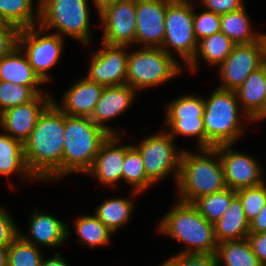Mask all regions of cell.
Returning a JSON list of instances; mask_svg holds the SVG:
<instances>
[{
    "label": "cell",
    "instance_id": "26",
    "mask_svg": "<svg viewBox=\"0 0 266 266\" xmlns=\"http://www.w3.org/2000/svg\"><path fill=\"white\" fill-rule=\"evenodd\" d=\"M236 44L221 31L210 35L198 42L197 52L187 69L193 73L199 69V61L203 59L205 64L219 66L232 52Z\"/></svg>",
    "mask_w": 266,
    "mask_h": 266
},
{
    "label": "cell",
    "instance_id": "25",
    "mask_svg": "<svg viewBox=\"0 0 266 266\" xmlns=\"http://www.w3.org/2000/svg\"><path fill=\"white\" fill-rule=\"evenodd\" d=\"M15 174L24 182L38 181L27 167L23 143L2 132L0 133V175L9 178L8 176Z\"/></svg>",
    "mask_w": 266,
    "mask_h": 266
},
{
    "label": "cell",
    "instance_id": "9",
    "mask_svg": "<svg viewBox=\"0 0 266 266\" xmlns=\"http://www.w3.org/2000/svg\"><path fill=\"white\" fill-rule=\"evenodd\" d=\"M144 137L133 145L142 156L147 177L157 185L160 180H165L171 174L176 184L183 150L177 149L174 138L166 132V129Z\"/></svg>",
    "mask_w": 266,
    "mask_h": 266
},
{
    "label": "cell",
    "instance_id": "33",
    "mask_svg": "<svg viewBox=\"0 0 266 266\" xmlns=\"http://www.w3.org/2000/svg\"><path fill=\"white\" fill-rule=\"evenodd\" d=\"M235 196L236 190L226 188L223 191L199 197L192 204L208 222L214 224L221 218Z\"/></svg>",
    "mask_w": 266,
    "mask_h": 266
},
{
    "label": "cell",
    "instance_id": "51",
    "mask_svg": "<svg viewBox=\"0 0 266 266\" xmlns=\"http://www.w3.org/2000/svg\"><path fill=\"white\" fill-rule=\"evenodd\" d=\"M173 1H190V0H173Z\"/></svg>",
    "mask_w": 266,
    "mask_h": 266
},
{
    "label": "cell",
    "instance_id": "17",
    "mask_svg": "<svg viewBox=\"0 0 266 266\" xmlns=\"http://www.w3.org/2000/svg\"><path fill=\"white\" fill-rule=\"evenodd\" d=\"M169 0H136V45L161 48Z\"/></svg>",
    "mask_w": 266,
    "mask_h": 266
},
{
    "label": "cell",
    "instance_id": "50",
    "mask_svg": "<svg viewBox=\"0 0 266 266\" xmlns=\"http://www.w3.org/2000/svg\"><path fill=\"white\" fill-rule=\"evenodd\" d=\"M158 266H169L165 261H163L161 264H159Z\"/></svg>",
    "mask_w": 266,
    "mask_h": 266
},
{
    "label": "cell",
    "instance_id": "28",
    "mask_svg": "<svg viewBox=\"0 0 266 266\" xmlns=\"http://www.w3.org/2000/svg\"><path fill=\"white\" fill-rule=\"evenodd\" d=\"M123 198L115 197L108 198L95 209L94 215L113 233H116L120 228L125 227L131 220L134 214V199L133 197Z\"/></svg>",
    "mask_w": 266,
    "mask_h": 266
},
{
    "label": "cell",
    "instance_id": "37",
    "mask_svg": "<svg viewBox=\"0 0 266 266\" xmlns=\"http://www.w3.org/2000/svg\"><path fill=\"white\" fill-rule=\"evenodd\" d=\"M197 6L193 3V27L196 40H200L220 32V14L203 9L196 12Z\"/></svg>",
    "mask_w": 266,
    "mask_h": 266
},
{
    "label": "cell",
    "instance_id": "7",
    "mask_svg": "<svg viewBox=\"0 0 266 266\" xmlns=\"http://www.w3.org/2000/svg\"><path fill=\"white\" fill-rule=\"evenodd\" d=\"M139 48L129 50L126 75V84L137 92L161 86L182 73L183 65L162 48Z\"/></svg>",
    "mask_w": 266,
    "mask_h": 266
},
{
    "label": "cell",
    "instance_id": "41",
    "mask_svg": "<svg viewBox=\"0 0 266 266\" xmlns=\"http://www.w3.org/2000/svg\"><path fill=\"white\" fill-rule=\"evenodd\" d=\"M245 0H199L205 10L225 14L245 7Z\"/></svg>",
    "mask_w": 266,
    "mask_h": 266
},
{
    "label": "cell",
    "instance_id": "3",
    "mask_svg": "<svg viewBox=\"0 0 266 266\" xmlns=\"http://www.w3.org/2000/svg\"><path fill=\"white\" fill-rule=\"evenodd\" d=\"M157 225L159 234L185 243V248L177 253L215 255L217 251L213 224L192 203L177 200Z\"/></svg>",
    "mask_w": 266,
    "mask_h": 266
},
{
    "label": "cell",
    "instance_id": "5",
    "mask_svg": "<svg viewBox=\"0 0 266 266\" xmlns=\"http://www.w3.org/2000/svg\"><path fill=\"white\" fill-rule=\"evenodd\" d=\"M109 135L90 118L65 114L63 177L74 173L86 174Z\"/></svg>",
    "mask_w": 266,
    "mask_h": 266
},
{
    "label": "cell",
    "instance_id": "36",
    "mask_svg": "<svg viewBox=\"0 0 266 266\" xmlns=\"http://www.w3.org/2000/svg\"><path fill=\"white\" fill-rule=\"evenodd\" d=\"M240 198L245 216L251 222L263 209L266 203V181L258 186L236 190Z\"/></svg>",
    "mask_w": 266,
    "mask_h": 266
},
{
    "label": "cell",
    "instance_id": "27",
    "mask_svg": "<svg viewBox=\"0 0 266 266\" xmlns=\"http://www.w3.org/2000/svg\"><path fill=\"white\" fill-rule=\"evenodd\" d=\"M246 6L240 10L220 15V31L236 45L251 44L262 39L263 33L253 31Z\"/></svg>",
    "mask_w": 266,
    "mask_h": 266
},
{
    "label": "cell",
    "instance_id": "24",
    "mask_svg": "<svg viewBox=\"0 0 266 266\" xmlns=\"http://www.w3.org/2000/svg\"><path fill=\"white\" fill-rule=\"evenodd\" d=\"M0 80L25 86L46 85L18 46L0 59Z\"/></svg>",
    "mask_w": 266,
    "mask_h": 266
},
{
    "label": "cell",
    "instance_id": "43",
    "mask_svg": "<svg viewBox=\"0 0 266 266\" xmlns=\"http://www.w3.org/2000/svg\"><path fill=\"white\" fill-rule=\"evenodd\" d=\"M266 232V203L259 214L250 222V233Z\"/></svg>",
    "mask_w": 266,
    "mask_h": 266
},
{
    "label": "cell",
    "instance_id": "16",
    "mask_svg": "<svg viewBox=\"0 0 266 266\" xmlns=\"http://www.w3.org/2000/svg\"><path fill=\"white\" fill-rule=\"evenodd\" d=\"M50 94H38L32 101L0 113V130L24 143L34 129L39 116L53 102Z\"/></svg>",
    "mask_w": 266,
    "mask_h": 266
},
{
    "label": "cell",
    "instance_id": "34",
    "mask_svg": "<svg viewBox=\"0 0 266 266\" xmlns=\"http://www.w3.org/2000/svg\"><path fill=\"white\" fill-rule=\"evenodd\" d=\"M38 94H49V92L45 91L44 93L40 86H25L0 80V113L9 108L28 103Z\"/></svg>",
    "mask_w": 266,
    "mask_h": 266
},
{
    "label": "cell",
    "instance_id": "31",
    "mask_svg": "<svg viewBox=\"0 0 266 266\" xmlns=\"http://www.w3.org/2000/svg\"><path fill=\"white\" fill-rule=\"evenodd\" d=\"M215 258L216 266H263L247 238L219 243Z\"/></svg>",
    "mask_w": 266,
    "mask_h": 266
},
{
    "label": "cell",
    "instance_id": "2",
    "mask_svg": "<svg viewBox=\"0 0 266 266\" xmlns=\"http://www.w3.org/2000/svg\"><path fill=\"white\" fill-rule=\"evenodd\" d=\"M227 188L218 149H183L179 176L176 183L177 200L193 203L204 195L223 191Z\"/></svg>",
    "mask_w": 266,
    "mask_h": 266
},
{
    "label": "cell",
    "instance_id": "29",
    "mask_svg": "<svg viewBox=\"0 0 266 266\" xmlns=\"http://www.w3.org/2000/svg\"><path fill=\"white\" fill-rule=\"evenodd\" d=\"M122 181L132 188V196H140L155 184L147 177L143 159L133 144H125V160L122 165ZM140 194V195H139Z\"/></svg>",
    "mask_w": 266,
    "mask_h": 266
},
{
    "label": "cell",
    "instance_id": "35",
    "mask_svg": "<svg viewBox=\"0 0 266 266\" xmlns=\"http://www.w3.org/2000/svg\"><path fill=\"white\" fill-rule=\"evenodd\" d=\"M43 251L20 235L8 246V266H41Z\"/></svg>",
    "mask_w": 266,
    "mask_h": 266
},
{
    "label": "cell",
    "instance_id": "15",
    "mask_svg": "<svg viewBox=\"0 0 266 266\" xmlns=\"http://www.w3.org/2000/svg\"><path fill=\"white\" fill-rule=\"evenodd\" d=\"M101 42L109 45H136V0H122L99 14Z\"/></svg>",
    "mask_w": 266,
    "mask_h": 266
},
{
    "label": "cell",
    "instance_id": "45",
    "mask_svg": "<svg viewBox=\"0 0 266 266\" xmlns=\"http://www.w3.org/2000/svg\"><path fill=\"white\" fill-rule=\"evenodd\" d=\"M122 0H93L98 15L111 5H115Z\"/></svg>",
    "mask_w": 266,
    "mask_h": 266
},
{
    "label": "cell",
    "instance_id": "8",
    "mask_svg": "<svg viewBox=\"0 0 266 266\" xmlns=\"http://www.w3.org/2000/svg\"><path fill=\"white\" fill-rule=\"evenodd\" d=\"M167 54L175 57L177 54L187 66L194 58L198 41L193 27V2H167L165 14V37L161 47ZM175 52V53H174Z\"/></svg>",
    "mask_w": 266,
    "mask_h": 266
},
{
    "label": "cell",
    "instance_id": "19",
    "mask_svg": "<svg viewBox=\"0 0 266 266\" xmlns=\"http://www.w3.org/2000/svg\"><path fill=\"white\" fill-rule=\"evenodd\" d=\"M137 93L128 84L105 87L90 119L110 135H120V131L109 127L107 122L116 119V117L123 113L125 114L128 108L130 109V106H132V103H134Z\"/></svg>",
    "mask_w": 266,
    "mask_h": 266
},
{
    "label": "cell",
    "instance_id": "40",
    "mask_svg": "<svg viewBox=\"0 0 266 266\" xmlns=\"http://www.w3.org/2000/svg\"><path fill=\"white\" fill-rule=\"evenodd\" d=\"M19 32L18 27L7 23L0 27V59L18 46Z\"/></svg>",
    "mask_w": 266,
    "mask_h": 266
},
{
    "label": "cell",
    "instance_id": "18",
    "mask_svg": "<svg viewBox=\"0 0 266 266\" xmlns=\"http://www.w3.org/2000/svg\"><path fill=\"white\" fill-rule=\"evenodd\" d=\"M121 140V135H109L101 144L91 169L85 175L94 177L103 186L117 187V183L122 182V165L125 160V143L120 144Z\"/></svg>",
    "mask_w": 266,
    "mask_h": 266
},
{
    "label": "cell",
    "instance_id": "47",
    "mask_svg": "<svg viewBox=\"0 0 266 266\" xmlns=\"http://www.w3.org/2000/svg\"><path fill=\"white\" fill-rule=\"evenodd\" d=\"M262 43H263V63L266 66V33L262 35Z\"/></svg>",
    "mask_w": 266,
    "mask_h": 266
},
{
    "label": "cell",
    "instance_id": "1",
    "mask_svg": "<svg viewBox=\"0 0 266 266\" xmlns=\"http://www.w3.org/2000/svg\"><path fill=\"white\" fill-rule=\"evenodd\" d=\"M65 114L52 102L23 143L27 167L38 182L63 178Z\"/></svg>",
    "mask_w": 266,
    "mask_h": 266
},
{
    "label": "cell",
    "instance_id": "44",
    "mask_svg": "<svg viewBox=\"0 0 266 266\" xmlns=\"http://www.w3.org/2000/svg\"><path fill=\"white\" fill-rule=\"evenodd\" d=\"M53 257H42L41 266H70L68 262L65 261V258L61 256L59 251L54 252Z\"/></svg>",
    "mask_w": 266,
    "mask_h": 266
},
{
    "label": "cell",
    "instance_id": "46",
    "mask_svg": "<svg viewBox=\"0 0 266 266\" xmlns=\"http://www.w3.org/2000/svg\"><path fill=\"white\" fill-rule=\"evenodd\" d=\"M0 266H8V247L0 246Z\"/></svg>",
    "mask_w": 266,
    "mask_h": 266
},
{
    "label": "cell",
    "instance_id": "39",
    "mask_svg": "<svg viewBox=\"0 0 266 266\" xmlns=\"http://www.w3.org/2000/svg\"><path fill=\"white\" fill-rule=\"evenodd\" d=\"M169 266H216L215 255L206 254H180L166 259Z\"/></svg>",
    "mask_w": 266,
    "mask_h": 266
},
{
    "label": "cell",
    "instance_id": "13",
    "mask_svg": "<svg viewBox=\"0 0 266 266\" xmlns=\"http://www.w3.org/2000/svg\"><path fill=\"white\" fill-rule=\"evenodd\" d=\"M225 176L227 188L238 190L264 183V169L257 158L245 152L233 150L234 144L215 146Z\"/></svg>",
    "mask_w": 266,
    "mask_h": 266
},
{
    "label": "cell",
    "instance_id": "10",
    "mask_svg": "<svg viewBox=\"0 0 266 266\" xmlns=\"http://www.w3.org/2000/svg\"><path fill=\"white\" fill-rule=\"evenodd\" d=\"M64 39L39 25L20 29L18 47L26 55L33 70L46 84L52 77L48 71L62 58Z\"/></svg>",
    "mask_w": 266,
    "mask_h": 266
},
{
    "label": "cell",
    "instance_id": "21",
    "mask_svg": "<svg viewBox=\"0 0 266 266\" xmlns=\"http://www.w3.org/2000/svg\"><path fill=\"white\" fill-rule=\"evenodd\" d=\"M104 88L105 86L92 82L84 76L69 87L63 94L61 102L53 98V103L68 116L90 118Z\"/></svg>",
    "mask_w": 266,
    "mask_h": 266
},
{
    "label": "cell",
    "instance_id": "48",
    "mask_svg": "<svg viewBox=\"0 0 266 266\" xmlns=\"http://www.w3.org/2000/svg\"><path fill=\"white\" fill-rule=\"evenodd\" d=\"M266 119V108L264 110V112L254 121V123L256 122H259L260 120L263 121Z\"/></svg>",
    "mask_w": 266,
    "mask_h": 266
},
{
    "label": "cell",
    "instance_id": "6",
    "mask_svg": "<svg viewBox=\"0 0 266 266\" xmlns=\"http://www.w3.org/2000/svg\"><path fill=\"white\" fill-rule=\"evenodd\" d=\"M88 0H39L38 25L68 36L82 45H90L91 16Z\"/></svg>",
    "mask_w": 266,
    "mask_h": 266
},
{
    "label": "cell",
    "instance_id": "42",
    "mask_svg": "<svg viewBox=\"0 0 266 266\" xmlns=\"http://www.w3.org/2000/svg\"><path fill=\"white\" fill-rule=\"evenodd\" d=\"M247 240L259 261L263 266H266V232L249 233Z\"/></svg>",
    "mask_w": 266,
    "mask_h": 266
},
{
    "label": "cell",
    "instance_id": "38",
    "mask_svg": "<svg viewBox=\"0 0 266 266\" xmlns=\"http://www.w3.org/2000/svg\"><path fill=\"white\" fill-rule=\"evenodd\" d=\"M20 229L9 211L0 205V246L8 247L19 236Z\"/></svg>",
    "mask_w": 266,
    "mask_h": 266
},
{
    "label": "cell",
    "instance_id": "12",
    "mask_svg": "<svg viewBox=\"0 0 266 266\" xmlns=\"http://www.w3.org/2000/svg\"><path fill=\"white\" fill-rule=\"evenodd\" d=\"M263 43L260 41L251 44L235 45L232 52L218 66V87L230 91L237 90L244 80L263 63Z\"/></svg>",
    "mask_w": 266,
    "mask_h": 266
},
{
    "label": "cell",
    "instance_id": "30",
    "mask_svg": "<svg viewBox=\"0 0 266 266\" xmlns=\"http://www.w3.org/2000/svg\"><path fill=\"white\" fill-rule=\"evenodd\" d=\"M0 0V16L19 29L38 25L39 0ZM36 3V7L34 5Z\"/></svg>",
    "mask_w": 266,
    "mask_h": 266
},
{
    "label": "cell",
    "instance_id": "23",
    "mask_svg": "<svg viewBox=\"0 0 266 266\" xmlns=\"http://www.w3.org/2000/svg\"><path fill=\"white\" fill-rule=\"evenodd\" d=\"M213 226L218 244L247 238L250 233V222L245 216L242 202L237 195Z\"/></svg>",
    "mask_w": 266,
    "mask_h": 266
},
{
    "label": "cell",
    "instance_id": "20",
    "mask_svg": "<svg viewBox=\"0 0 266 266\" xmlns=\"http://www.w3.org/2000/svg\"><path fill=\"white\" fill-rule=\"evenodd\" d=\"M70 226L68 223L60 220L52 214L41 212L36 209L32 211L29 219V232L19 235L31 244L37 247L46 246L48 248H57L66 243L70 238Z\"/></svg>",
    "mask_w": 266,
    "mask_h": 266
},
{
    "label": "cell",
    "instance_id": "14",
    "mask_svg": "<svg viewBox=\"0 0 266 266\" xmlns=\"http://www.w3.org/2000/svg\"><path fill=\"white\" fill-rule=\"evenodd\" d=\"M101 44L102 48L90 55L85 77L105 87L125 85L130 47Z\"/></svg>",
    "mask_w": 266,
    "mask_h": 266
},
{
    "label": "cell",
    "instance_id": "4",
    "mask_svg": "<svg viewBox=\"0 0 266 266\" xmlns=\"http://www.w3.org/2000/svg\"><path fill=\"white\" fill-rule=\"evenodd\" d=\"M204 102L205 148L235 144L243 136V122H252L240 111L236 92L216 87Z\"/></svg>",
    "mask_w": 266,
    "mask_h": 266
},
{
    "label": "cell",
    "instance_id": "22",
    "mask_svg": "<svg viewBox=\"0 0 266 266\" xmlns=\"http://www.w3.org/2000/svg\"><path fill=\"white\" fill-rule=\"evenodd\" d=\"M235 92L242 111L253 123L266 108V66L253 71Z\"/></svg>",
    "mask_w": 266,
    "mask_h": 266
},
{
    "label": "cell",
    "instance_id": "49",
    "mask_svg": "<svg viewBox=\"0 0 266 266\" xmlns=\"http://www.w3.org/2000/svg\"><path fill=\"white\" fill-rule=\"evenodd\" d=\"M5 24H6L5 21L0 16V27H3Z\"/></svg>",
    "mask_w": 266,
    "mask_h": 266
},
{
    "label": "cell",
    "instance_id": "32",
    "mask_svg": "<svg viewBox=\"0 0 266 266\" xmlns=\"http://www.w3.org/2000/svg\"><path fill=\"white\" fill-rule=\"evenodd\" d=\"M73 225L78 242L92 249L108 246L114 234L94 214L78 216Z\"/></svg>",
    "mask_w": 266,
    "mask_h": 266
},
{
    "label": "cell",
    "instance_id": "11",
    "mask_svg": "<svg viewBox=\"0 0 266 266\" xmlns=\"http://www.w3.org/2000/svg\"><path fill=\"white\" fill-rule=\"evenodd\" d=\"M164 111V124L170 136L195 137L196 148H205L204 97L192 93L180 95L168 102Z\"/></svg>",
    "mask_w": 266,
    "mask_h": 266
}]
</instances>
